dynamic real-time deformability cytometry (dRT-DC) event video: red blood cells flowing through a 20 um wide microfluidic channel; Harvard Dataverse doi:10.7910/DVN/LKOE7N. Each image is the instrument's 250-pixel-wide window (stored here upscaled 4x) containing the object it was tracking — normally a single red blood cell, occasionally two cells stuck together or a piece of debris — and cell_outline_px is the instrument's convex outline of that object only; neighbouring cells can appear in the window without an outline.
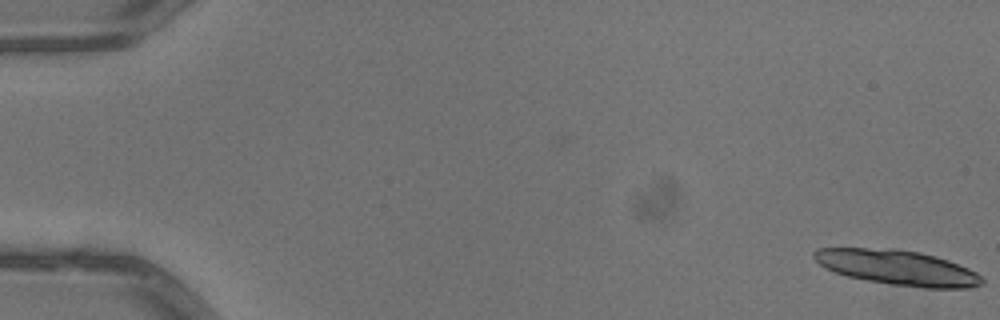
{"species": "common noctule bat (a hibernating species)", "species_latin": "Nyctalus noctula", "temperature_condition": "warm", "stored_images_in_passage": 17, "camera_frame_rate_fps": 3000, "um_per_image_px": 0.085, "animal": {"sex": "male", "body_mass_g": 13.3}, "frame": {"image": 1, "passage_image": 1, "time_ms": 0.0, "image_size_px": [1000, 320], "cell_outline_px": [[984, 284], [968, 288], [924, 288], [888, 284], [848, 276], [824, 268], [812, 256], [812, 252], [816, 248], [896, 248], [920, 252], [936, 256], [948, 260], [968, 268], [976, 272], [984, 280]], "centroid_in_image_um": [76.29, 22.74], "position_along_channel_um": 8.7, "area_um2": 34.45}}